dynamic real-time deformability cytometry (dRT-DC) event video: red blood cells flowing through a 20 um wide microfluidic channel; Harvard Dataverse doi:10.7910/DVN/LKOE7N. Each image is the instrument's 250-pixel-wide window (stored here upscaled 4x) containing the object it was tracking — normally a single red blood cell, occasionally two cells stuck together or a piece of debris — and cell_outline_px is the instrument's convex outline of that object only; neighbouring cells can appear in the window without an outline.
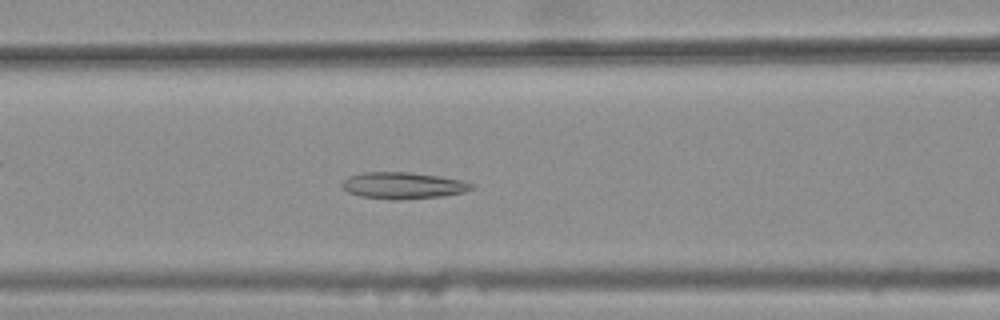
{"species": "common noctule bat (a hibernating species)", "species_latin": "Nyctalus noctula", "temperature_condition": "warm", "stored_images_in_passage": 35, "camera_frame_rate_fps": 3000, "um_per_image_px": 0.085, "animal": {"sex": "female", "body_mass_g": 25.1}, "frame": {"image": 1, "passage_image": 12, "time_ms": 3.667, "image_size_px": [1000, 320], "cell_outline_px": [[476, 188], [464, 192], [440, 196], [400, 200], [388, 200], [360, 196], [348, 192], [340, 188], [340, 184], [348, 176], [360, 172], [408, 172], [464, 180], [476, 184]], "centroid_in_image_um": [34.24, 15.77], "position_along_channel_um": 132.4, "area_um2": 20.4}}
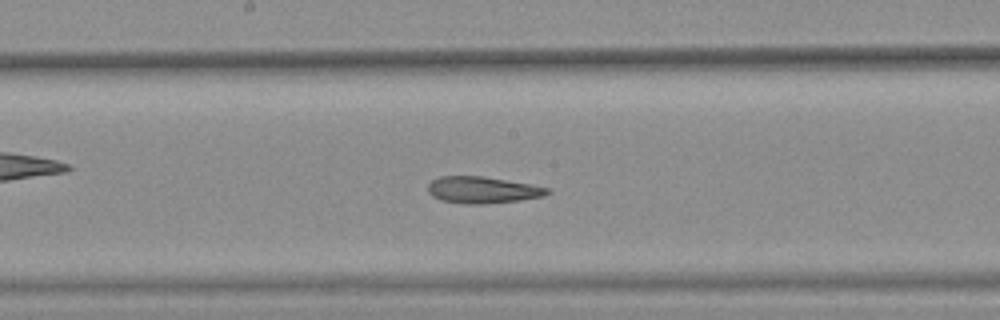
{"frame": {"image": 2, "passage_image": 18, "time_ms": 5.667, "image_size_px": [1000, 320], "cell_outline_px": [[552, 192], [544, 196], [520, 200], [484, 204], [464, 204], [440, 200], [432, 196], [428, 192], [428, 184], [432, 180], [440, 176], [480, 176], [532, 184], [552, 188]], "centroid_in_image_um": [41.04, 16.15], "position_along_channel_um": 207.2, "area_um2": 18.73}}
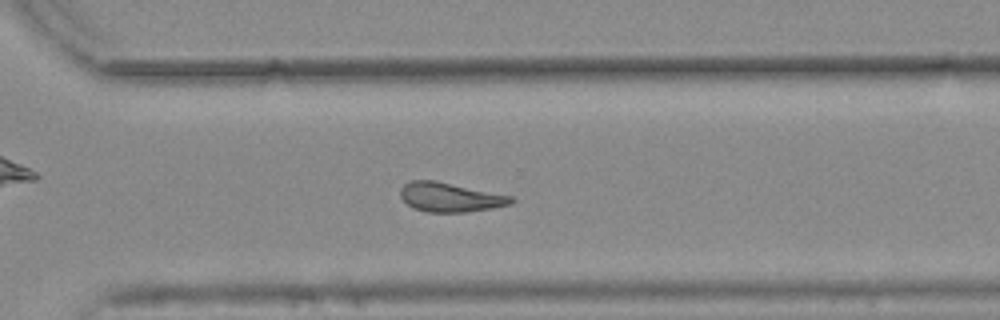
{"frame": {"image": 3, "passage_image": 28, "time_ms": 9.0, "image_size_px": [1000, 320], "cell_outline_px": [[516, 200], [508, 204], [492, 208], [468, 212], [428, 212], [412, 208], [400, 196], [400, 188], [404, 184], [412, 180], [432, 180], [512, 196]], "centroid_in_image_um": [38.23, 16.77], "position_along_channel_um": 332.4, "area_um2": 18.67}, "authors_computed_cell_mechanics": {"area_um2": 19.2474, "velocity_mm_per_s": 3.7502, "shape_relaxation_time_tau1_ms": null, "shape_relaxation_time_tau2_ms": 5.036, "deformation_change_tau1": null, "deformation_change_tau2": 0.1518}}